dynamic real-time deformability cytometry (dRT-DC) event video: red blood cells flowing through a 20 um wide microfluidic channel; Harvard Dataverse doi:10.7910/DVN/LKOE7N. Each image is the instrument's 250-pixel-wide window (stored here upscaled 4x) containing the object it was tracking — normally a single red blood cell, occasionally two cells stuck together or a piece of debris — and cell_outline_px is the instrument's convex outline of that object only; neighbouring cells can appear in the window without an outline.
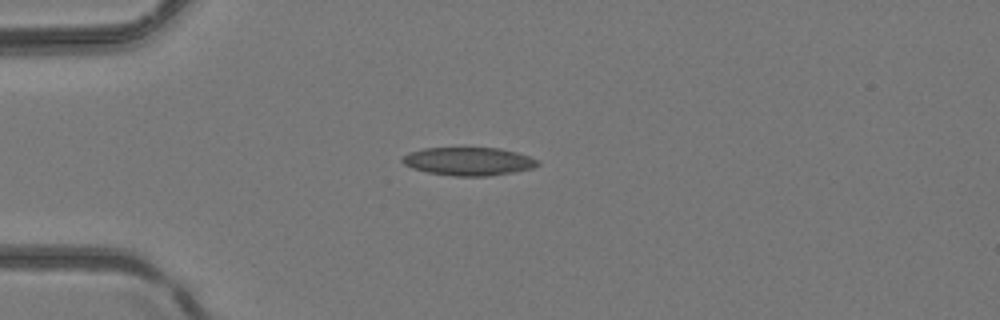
{"species": "common noctule bat (a hibernating species)", "species_latin": "Nyctalus noctula", "temperature_condition": "room temperature", "stored_images_in_passage": 3, "camera_frame_rate_fps": 3000, "um_per_image_px": 0.085, "animal": {"sex": "female", "body_mass_g": 24.6, "forearm_length_mm": 56.2}, "frame": {"image": 1, "passage_image": 3, "time_ms": 0.667, "image_size_px": [1000, 320], "cell_outline_px": [[540, 164], [532, 168], [512, 172], [488, 176], [452, 176], [428, 172], [412, 168], [404, 164], [400, 160], [408, 152], [424, 148], [500, 148], [516, 152], [540, 160]], "centroid_in_image_um": [39.82, 13.71], "position_along_channel_um": 45.2, "area_um2": 22.2}}